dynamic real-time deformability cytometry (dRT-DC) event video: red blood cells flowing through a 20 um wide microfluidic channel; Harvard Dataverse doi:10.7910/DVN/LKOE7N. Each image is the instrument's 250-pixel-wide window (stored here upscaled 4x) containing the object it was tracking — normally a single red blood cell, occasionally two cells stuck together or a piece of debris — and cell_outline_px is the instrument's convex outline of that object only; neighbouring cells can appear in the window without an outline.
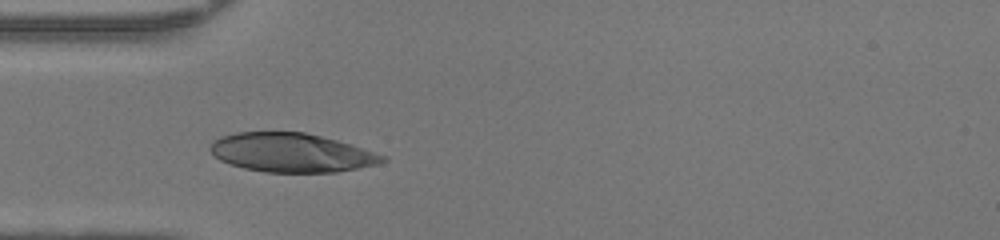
{"species": "human", "species_latin": "Homo sapiens", "temperature_condition": "warm", "stored_images_in_passage": 25, "camera_frame_rate_fps": 3000, "um_per_image_px": 0.085, "donor": {"sex": "female"}, "frame": {"image": 1, "passage_image": 1, "time_ms": 0.0, "image_size_px": [1000, 240], "cell_outline_px": [[388, 160], [376, 164], [336, 172], [264, 172], [244, 168], [220, 160], [208, 148], [212, 140], [220, 136], [236, 132], [304, 132], [336, 140], [388, 156]], "centroid_in_image_um": [24.74, 12.97], "position_along_channel_um": 60.3, "area_um2": 38.9}}
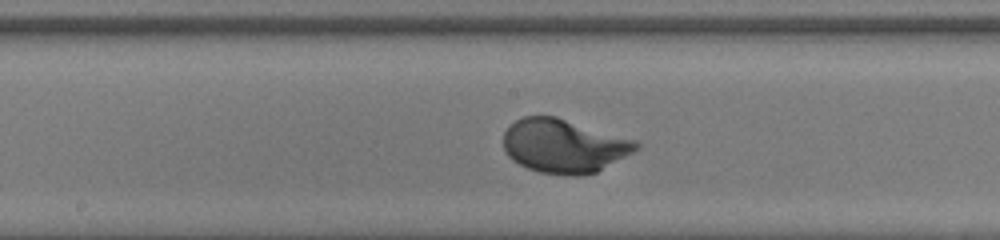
{"frame": {"image": 2, "passage_image": 11, "time_ms": 3.333, "image_size_px": [1000, 240], "cell_outline_px": [[640, 148], [596, 172], [576, 176], [568, 176], [540, 172], [528, 168], [512, 160], [504, 152], [504, 132], [516, 120], [524, 116], [556, 116], [636, 140], [640, 144]], "centroid_in_image_um": [47.93, 12.4], "position_along_channel_um": 200.3, "area_um2": 41.44}}
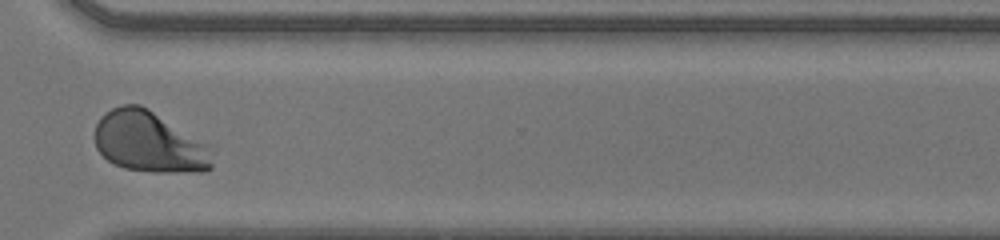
{"frame": {"image": 3, "passage_image": 22, "time_ms": 7.0, "image_size_px": [1000, 240], "cell_outline_px": [[212, 168], [208, 172], [152, 172], [124, 168], [108, 160], [96, 148], [92, 136], [96, 124], [100, 116], [104, 112], [120, 104], [140, 104], [148, 108], [204, 144], [208, 148], [212, 164]], "centroid_in_image_um": [12.59, 12.07], "position_along_channel_um": 358.0, "area_um2": 41.44}, "authors_computed_cell_mechanics": {"area_um2": 40.5178, "velocity_mm_per_s": 4.281, "shape_relaxation_time_tau1_ms": 1.9723, "shape_relaxation_time_tau2_ms": null, "deformation_change_tau1": 0.1884, "deformation_change_tau2": null}}